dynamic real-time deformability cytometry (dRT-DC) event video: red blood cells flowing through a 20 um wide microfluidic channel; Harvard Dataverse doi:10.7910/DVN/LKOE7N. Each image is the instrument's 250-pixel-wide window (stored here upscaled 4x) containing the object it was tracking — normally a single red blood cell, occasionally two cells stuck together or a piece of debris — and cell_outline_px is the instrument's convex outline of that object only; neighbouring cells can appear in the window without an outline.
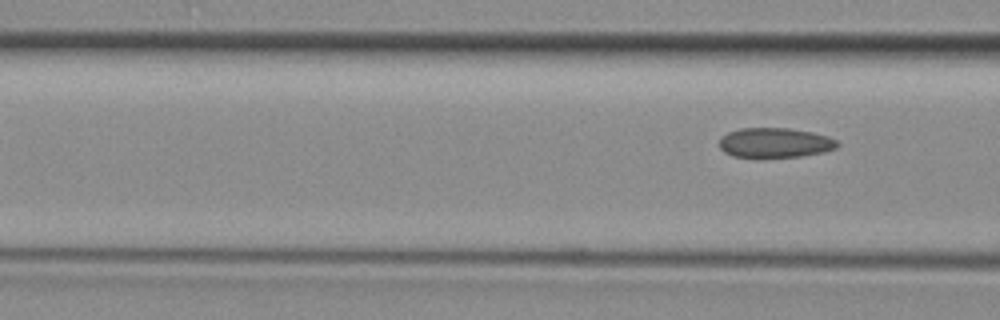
{"species": "common noctule bat (a hibernating species)", "species_latin": "Nyctalus noctula", "temperature_condition": "room temperature", "stored_images_in_passage": 5, "camera_frame_rate_fps": 3000, "um_per_image_px": 0.085, "animal": {"sex": "female", "body_mass_g": 29.2, "forearm_length_mm": 56.3}, "frame": {"image": 1, "passage_image": 5, "time_ms": 1.333, "image_size_px": [1000, 320], "cell_outline_px": [[840, 144], [836, 148], [824, 152], [800, 156], [764, 160], [756, 160], [732, 156], [724, 152], [720, 148], [720, 136], [728, 132], [740, 128], [788, 128], [812, 132], [828, 136], [836, 140]], "centroid_in_image_um": [65.82, 12.18], "position_along_channel_um": 100.8, "area_um2": 21.39}}